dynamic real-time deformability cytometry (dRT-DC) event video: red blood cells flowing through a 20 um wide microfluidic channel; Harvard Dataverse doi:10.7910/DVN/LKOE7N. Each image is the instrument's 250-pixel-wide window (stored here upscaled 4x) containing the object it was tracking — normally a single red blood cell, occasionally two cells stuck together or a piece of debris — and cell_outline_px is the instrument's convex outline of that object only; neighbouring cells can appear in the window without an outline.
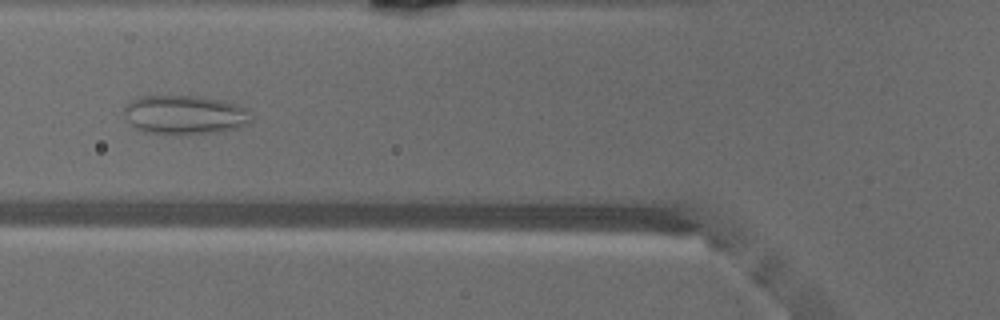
{"species": "common noctule bat (a hibernating species)", "species_latin": "Nyctalus noctula", "temperature_condition": "warm", "stored_images_in_passage": 46, "camera_frame_rate_fps": 3000, "um_per_image_px": 0.085, "animal": {"sex": "male", "body_mass_g": 18.8}, "frame": {"image": 1, "passage_image": 15, "time_ms": 4.667, "image_size_px": [1000, 320], "cell_outline_px": [[252, 120], [248, 124], [240, 128], [216, 132], [144, 132], [136, 128], [124, 116], [124, 104], [136, 96], [204, 96], [224, 100], [248, 108], [252, 116]], "centroid_in_image_um": [15.74, 9.71], "position_along_channel_um": 110.1, "area_um2": 28.84}}
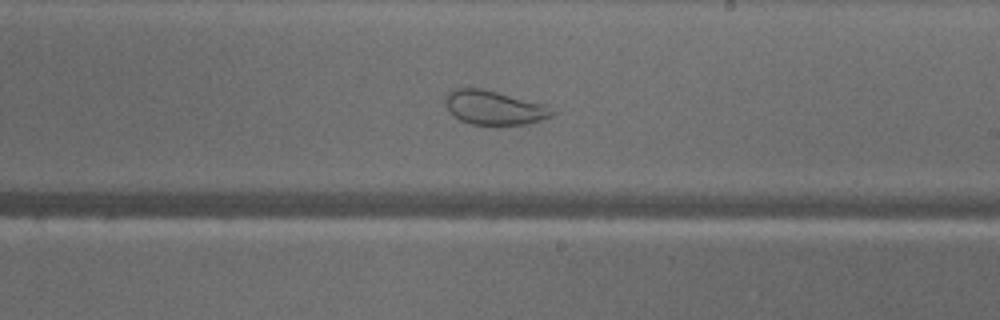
{"frame": {"image": 2, "passage_image": 25, "time_ms": 8.0, "image_size_px": [1000, 320], "cell_outline_px": [[556, 112], [552, 116], [528, 124], [472, 124], [460, 120], [448, 108], [444, 100], [444, 96], [452, 88], [480, 88], [544, 104]], "centroid_in_image_um": [41.98, 9.14], "position_along_channel_um": 247.0, "area_um2": 20.87}}
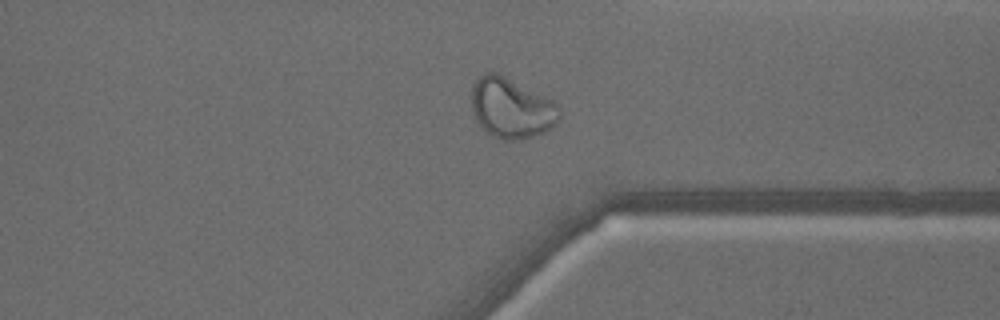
{"frame": {"image": 3, "passage_image": 34, "time_ms": 11.0, "image_size_px": [1000, 320], "cell_outline_px": [[560, 120], [552, 128], [544, 132], [520, 140], [504, 140], [492, 136], [480, 124], [472, 112], [472, 84], [484, 72], [496, 72], [552, 100], [560, 108]], "centroid_in_image_um": [43.47, 9.2], "position_along_channel_um": 367.9, "area_um2": 30.69}}